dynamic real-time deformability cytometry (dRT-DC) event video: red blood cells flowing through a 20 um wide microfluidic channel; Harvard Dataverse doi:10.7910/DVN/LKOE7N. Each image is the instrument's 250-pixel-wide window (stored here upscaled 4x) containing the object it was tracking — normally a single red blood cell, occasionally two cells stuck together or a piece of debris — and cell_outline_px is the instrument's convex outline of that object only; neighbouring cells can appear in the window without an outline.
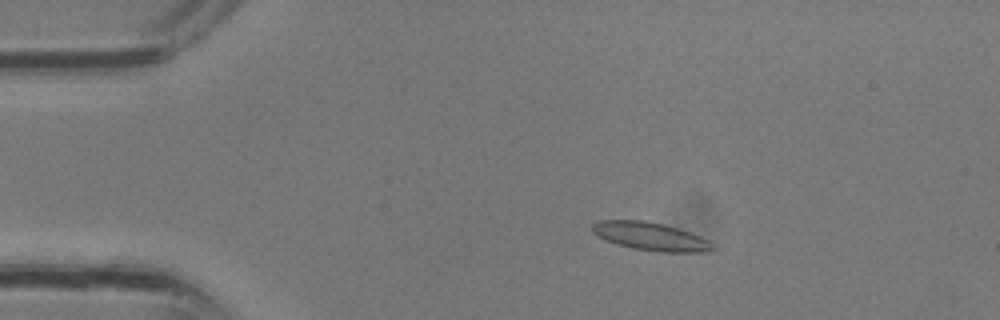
{"species": "common noctule bat (a hibernating species)", "species_latin": "Nyctalus noctula", "temperature_condition": "room temperature", "stored_images_in_passage": 4, "camera_frame_rate_fps": 3000, "um_per_image_px": 0.085, "animal": {"sex": "male", "body_mass_g": 13.3}, "frame": {"image": 1, "passage_image": 2, "time_ms": 0.333, "image_size_px": [1000, 320], "cell_outline_px": [[716, 248], [704, 252], [656, 252], [632, 248], [616, 244], [596, 236], [592, 232], [592, 224], [596, 220], [644, 220], [664, 224], [700, 236], [708, 240]], "centroid_in_image_um": [55.25, 20.09], "position_along_channel_um": 29.8, "area_um2": 19.83}}